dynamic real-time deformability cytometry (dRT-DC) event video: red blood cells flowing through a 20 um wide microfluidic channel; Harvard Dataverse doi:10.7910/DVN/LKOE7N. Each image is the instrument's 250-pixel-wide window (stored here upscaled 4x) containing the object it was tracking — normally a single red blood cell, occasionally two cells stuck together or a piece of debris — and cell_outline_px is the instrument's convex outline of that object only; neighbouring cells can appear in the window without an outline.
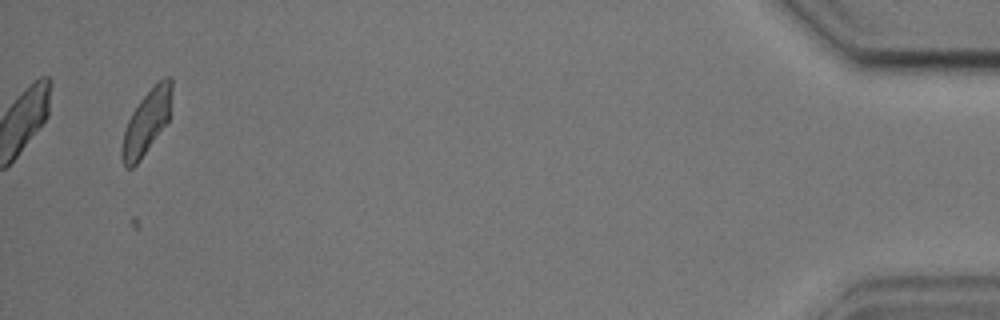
{"species": "common noctule bat (a hibernating species)", "species_latin": "Nyctalus noctula", "temperature_condition": "cold", "stored_images_in_passage": 41, "camera_frame_rate_fps": 3000, "um_per_image_px": 0.085, "animal": {"sex": "male", "body_mass_g": 17.9, "forearm_length_mm": 54.2}, "frame": {"image": 1, "passage_image": 39, "time_ms": 12.667, "image_size_px": [1000, 320], "cell_outline_px": [[172, 92], [168, 120], [140, 160], [132, 168], [128, 168], [124, 164], [120, 156], [120, 148], [124, 128], [132, 112], [140, 100], [164, 76], [172, 76]], "centroid_in_image_um": [12.43, 10.39], "position_along_channel_um": 422.8, "area_um2": 18.44}, "authors_computed_cell_mechanics": {"area_um2": 19.074, "velocity_mm_per_s": 3.5579, "shape_relaxation_time_tau1_ms": null, "shape_relaxation_time_tau2_ms": 4.0306, "deformation_change_tau1": null, "deformation_change_tau2": 0.0922}}